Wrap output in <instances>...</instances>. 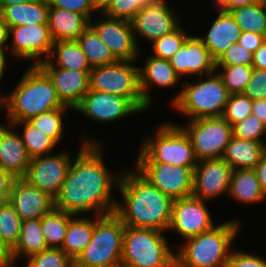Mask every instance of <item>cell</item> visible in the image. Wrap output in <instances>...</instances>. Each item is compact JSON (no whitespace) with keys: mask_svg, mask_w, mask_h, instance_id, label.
<instances>
[{"mask_svg":"<svg viewBox=\"0 0 266 267\" xmlns=\"http://www.w3.org/2000/svg\"><path fill=\"white\" fill-rule=\"evenodd\" d=\"M82 142L54 198V208L74 216L88 212L96 216L113 213L117 202L112 200V188L118 187L121 175H114L106 168L103 145L98 140L83 137Z\"/></svg>","mask_w":266,"mask_h":267,"instance_id":"1","label":"cell"},{"mask_svg":"<svg viewBox=\"0 0 266 267\" xmlns=\"http://www.w3.org/2000/svg\"><path fill=\"white\" fill-rule=\"evenodd\" d=\"M118 190L124 200L114 213L124 226L167 232L172 217L173 199L151 185L136 170L123 171Z\"/></svg>","mask_w":266,"mask_h":267,"instance_id":"2","label":"cell"},{"mask_svg":"<svg viewBox=\"0 0 266 267\" xmlns=\"http://www.w3.org/2000/svg\"><path fill=\"white\" fill-rule=\"evenodd\" d=\"M2 105L8 108L7 123L29 121L41 113L67 107L58 98L48 75L32 63L9 96L3 97Z\"/></svg>","mask_w":266,"mask_h":267,"instance_id":"3","label":"cell"},{"mask_svg":"<svg viewBox=\"0 0 266 267\" xmlns=\"http://www.w3.org/2000/svg\"><path fill=\"white\" fill-rule=\"evenodd\" d=\"M240 222L227 221L186 239L177 250L176 267H226Z\"/></svg>","mask_w":266,"mask_h":267,"instance_id":"4","label":"cell"},{"mask_svg":"<svg viewBox=\"0 0 266 267\" xmlns=\"http://www.w3.org/2000/svg\"><path fill=\"white\" fill-rule=\"evenodd\" d=\"M200 76L198 82L186 81L181 91L170 102L179 113L189 120L221 117L230 93L217 71Z\"/></svg>","mask_w":266,"mask_h":267,"instance_id":"5","label":"cell"},{"mask_svg":"<svg viewBox=\"0 0 266 267\" xmlns=\"http://www.w3.org/2000/svg\"><path fill=\"white\" fill-rule=\"evenodd\" d=\"M142 144L135 163H165L193 170L198 163L188 134L176 123L161 124Z\"/></svg>","mask_w":266,"mask_h":267,"instance_id":"6","label":"cell"},{"mask_svg":"<svg viewBox=\"0 0 266 267\" xmlns=\"http://www.w3.org/2000/svg\"><path fill=\"white\" fill-rule=\"evenodd\" d=\"M125 226L113 212L96 216L91 241L74 267H117L121 263Z\"/></svg>","mask_w":266,"mask_h":267,"instance_id":"7","label":"cell"},{"mask_svg":"<svg viewBox=\"0 0 266 267\" xmlns=\"http://www.w3.org/2000/svg\"><path fill=\"white\" fill-rule=\"evenodd\" d=\"M162 232L125 226L121 262L135 267H176L175 252Z\"/></svg>","mask_w":266,"mask_h":267,"instance_id":"8","label":"cell"},{"mask_svg":"<svg viewBox=\"0 0 266 267\" xmlns=\"http://www.w3.org/2000/svg\"><path fill=\"white\" fill-rule=\"evenodd\" d=\"M134 61H116L92 67L89 89L129 98L142 112L149 108L143 100L139 86V67Z\"/></svg>","mask_w":266,"mask_h":267,"instance_id":"9","label":"cell"},{"mask_svg":"<svg viewBox=\"0 0 266 267\" xmlns=\"http://www.w3.org/2000/svg\"><path fill=\"white\" fill-rule=\"evenodd\" d=\"M188 125H180L188 134L195 157L203 159L222 158L233 136L232 125L221 117L192 119Z\"/></svg>","mask_w":266,"mask_h":267,"instance_id":"10","label":"cell"},{"mask_svg":"<svg viewBox=\"0 0 266 267\" xmlns=\"http://www.w3.org/2000/svg\"><path fill=\"white\" fill-rule=\"evenodd\" d=\"M133 166L151 185L173 200L192 194L194 170L190 167L165 163H136Z\"/></svg>","mask_w":266,"mask_h":267,"instance_id":"11","label":"cell"},{"mask_svg":"<svg viewBox=\"0 0 266 267\" xmlns=\"http://www.w3.org/2000/svg\"><path fill=\"white\" fill-rule=\"evenodd\" d=\"M71 164L72 157L66 151L33 157L23 179L55 198L62 188Z\"/></svg>","mask_w":266,"mask_h":267,"instance_id":"12","label":"cell"},{"mask_svg":"<svg viewBox=\"0 0 266 267\" xmlns=\"http://www.w3.org/2000/svg\"><path fill=\"white\" fill-rule=\"evenodd\" d=\"M100 13V20L97 22L90 20L89 26L109 48L114 58L117 61L137 60L140 53L134 38L131 22Z\"/></svg>","mask_w":266,"mask_h":267,"instance_id":"13","label":"cell"},{"mask_svg":"<svg viewBox=\"0 0 266 267\" xmlns=\"http://www.w3.org/2000/svg\"><path fill=\"white\" fill-rule=\"evenodd\" d=\"M8 37L12 40L10 49L14 57L21 58V60H33V65L47 60L54 43L48 24L10 27Z\"/></svg>","mask_w":266,"mask_h":267,"instance_id":"14","label":"cell"},{"mask_svg":"<svg viewBox=\"0 0 266 267\" xmlns=\"http://www.w3.org/2000/svg\"><path fill=\"white\" fill-rule=\"evenodd\" d=\"M74 111L104 124L142 112L129 98L90 89Z\"/></svg>","mask_w":266,"mask_h":267,"instance_id":"15","label":"cell"},{"mask_svg":"<svg viewBox=\"0 0 266 267\" xmlns=\"http://www.w3.org/2000/svg\"><path fill=\"white\" fill-rule=\"evenodd\" d=\"M205 203L193 196L174 200L168 231H175L187 239L214 227L216 224Z\"/></svg>","mask_w":266,"mask_h":267,"instance_id":"16","label":"cell"},{"mask_svg":"<svg viewBox=\"0 0 266 267\" xmlns=\"http://www.w3.org/2000/svg\"><path fill=\"white\" fill-rule=\"evenodd\" d=\"M232 170L222 158L198 161L194 168L191 196L207 202L228 193Z\"/></svg>","mask_w":266,"mask_h":267,"instance_id":"17","label":"cell"},{"mask_svg":"<svg viewBox=\"0 0 266 267\" xmlns=\"http://www.w3.org/2000/svg\"><path fill=\"white\" fill-rule=\"evenodd\" d=\"M166 1L162 0L158 4L141 8L130 21L137 46H139L136 38L138 35L152 43L181 25L177 13L167 5Z\"/></svg>","mask_w":266,"mask_h":267,"instance_id":"18","label":"cell"},{"mask_svg":"<svg viewBox=\"0 0 266 267\" xmlns=\"http://www.w3.org/2000/svg\"><path fill=\"white\" fill-rule=\"evenodd\" d=\"M38 66L50 78L62 104L74 111L89 91L90 71L55 67L48 60L39 63Z\"/></svg>","mask_w":266,"mask_h":267,"instance_id":"19","label":"cell"},{"mask_svg":"<svg viewBox=\"0 0 266 267\" xmlns=\"http://www.w3.org/2000/svg\"><path fill=\"white\" fill-rule=\"evenodd\" d=\"M169 61L180 77L191 74L207 76L216 71V61L196 35H190Z\"/></svg>","mask_w":266,"mask_h":267,"instance_id":"20","label":"cell"},{"mask_svg":"<svg viewBox=\"0 0 266 267\" xmlns=\"http://www.w3.org/2000/svg\"><path fill=\"white\" fill-rule=\"evenodd\" d=\"M9 202L14 206L22 221L41 218L54 208V198L47 192L16 178Z\"/></svg>","mask_w":266,"mask_h":267,"instance_id":"21","label":"cell"},{"mask_svg":"<svg viewBox=\"0 0 266 267\" xmlns=\"http://www.w3.org/2000/svg\"><path fill=\"white\" fill-rule=\"evenodd\" d=\"M20 132L9 124H0V166L15 178H23L30 164Z\"/></svg>","mask_w":266,"mask_h":267,"instance_id":"22","label":"cell"},{"mask_svg":"<svg viewBox=\"0 0 266 267\" xmlns=\"http://www.w3.org/2000/svg\"><path fill=\"white\" fill-rule=\"evenodd\" d=\"M218 11V16L214 22H212L206 36H198L202 43L208 48L215 61H217L232 44L238 43L242 33L241 28L230 12L221 9H218Z\"/></svg>","mask_w":266,"mask_h":267,"instance_id":"23","label":"cell"},{"mask_svg":"<svg viewBox=\"0 0 266 267\" xmlns=\"http://www.w3.org/2000/svg\"><path fill=\"white\" fill-rule=\"evenodd\" d=\"M144 68L139 67V86L144 103L150 107L152 96L148 92L149 87H175L180 76L167 59H161L152 55L145 60Z\"/></svg>","mask_w":266,"mask_h":267,"instance_id":"24","label":"cell"},{"mask_svg":"<svg viewBox=\"0 0 266 267\" xmlns=\"http://www.w3.org/2000/svg\"><path fill=\"white\" fill-rule=\"evenodd\" d=\"M90 20L82 14L64 8L49 7V32L54 42L78 40L89 27Z\"/></svg>","mask_w":266,"mask_h":267,"instance_id":"25","label":"cell"},{"mask_svg":"<svg viewBox=\"0 0 266 267\" xmlns=\"http://www.w3.org/2000/svg\"><path fill=\"white\" fill-rule=\"evenodd\" d=\"M0 15L8 27L25 24H48L49 4L47 0H34L4 6Z\"/></svg>","mask_w":266,"mask_h":267,"instance_id":"26","label":"cell"},{"mask_svg":"<svg viewBox=\"0 0 266 267\" xmlns=\"http://www.w3.org/2000/svg\"><path fill=\"white\" fill-rule=\"evenodd\" d=\"M266 148L262 142L231 137L222 159L235 169H253L261 160Z\"/></svg>","mask_w":266,"mask_h":267,"instance_id":"27","label":"cell"},{"mask_svg":"<svg viewBox=\"0 0 266 267\" xmlns=\"http://www.w3.org/2000/svg\"><path fill=\"white\" fill-rule=\"evenodd\" d=\"M228 195L240 203L252 205L266 199V193L253 169L232 170Z\"/></svg>","mask_w":266,"mask_h":267,"instance_id":"28","label":"cell"},{"mask_svg":"<svg viewBox=\"0 0 266 267\" xmlns=\"http://www.w3.org/2000/svg\"><path fill=\"white\" fill-rule=\"evenodd\" d=\"M47 248L41 218L22 221L18 243L12 249L13 264H16V260L18 261V258L23 255L28 259Z\"/></svg>","mask_w":266,"mask_h":267,"instance_id":"29","label":"cell"},{"mask_svg":"<svg viewBox=\"0 0 266 267\" xmlns=\"http://www.w3.org/2000/svg\"><path fill=\"white\" fill-rule=\"evenodd\" d=\"M56 53V55H55ZM55 59H52V57ZM47 60L55 67L91 71L92 67L88 63L87 57L82 51L77 40L56 41L53 43L51 53ZM54 60V61H53Z\"/></svg>","mask_w":266,"mask_h":267,"instance_id":"30","label":"cell"},{"mask_svg":"<svg viewBox=\"0 0 266 267\" xmlns=\"http://www.w3.org/2000/svg\"><path fill=\"white\" fill-rule=\"evenodd\" d=\"M94 230V220L86 217L73 216L68 223L62 248L75 261L86 245L91 241Z\"/></svg>","mask_w":266,"mask_h":267,"instance_id":"31","label":"cell"},{"mask_svg":"<svg viewBox=\"0 0 266 267\" xmlns=\"http://www.w3.org/2000/svg\"><path fill=\"white\" fill-rule=\"evenodd\" d=\"M241 31L254 32L266 37V7L263 0L229 11Z\"/></svg>","mask_w":266,"mask_h":267,"instance_id":"32","label":"cell"},{"mask_svg":"<svg viewBox=\"0 0 266 267\" xmlns=\"http://www.w3.org/2000/svg\"><path fill=\"white\" fill-rule=\"evenodd\" d=\"M73 216L53 208L41 217L42 232L48 248H62L69 220Z\"/></svg>","mask_w":266,"mask_h":267,"instance_id":"33","label":"cell"},{"mask_svg":"<svg viewBox=\"0 0 266 267\" xmlns=\"http://www.w3.org/2000/svg\"><path fill=\"white\" fill-rule=\"evenodd\" d=\"M14 128L23 124V134L20 137L25 145L26 152L30 158L51 154L57 143L29 121L9 123Z\"/></svg>","mask_w":266,"mask_h":267,"instance_id":"34","label":"cell"},{"mask_svg":"<svg viewBox=\"0 0 266 267\" xmlns=\"http://www.w3.org/2000/svg\"><path fill=\"white\" fill-rule=\"evenodd\" d=\"M77 41L91 67L112 64L117 61L90 26L80 35Z\"/></svg>","mask_w":266,"mask_h":267,"instance_id":"35","label":"cell"},{"mask_svg":"<svg viewBox=\"0 0 266 267\" xmlns=\"http://www.w3.org/2000/svg\"><path fill=\"white\" fill-rule=\"evenodd\" d=\"M160 1L162 0H107L100 7V12L112 18L131 21L141 8Z\"/></svg>","mask_w":266,"mask_h":267,"instance_id":"36","label":"cell"},{"mask_svg":"<svg viewBox=\"0 0 266 267\" xmlns=\"http://www.w3.org/2000/svg\"><path fill=\"white\" fill-rule=\"evenodd\" d=\"M253 69L252 65H216V71L230 94L243 93Z\"/></svg>","mask_w":266,"mask_h":267,"instance_id":"37","label":"cell"},{"mask_svg":"<svg viewBox=\"0 0 266 267\" xmlns=\"http://www.w3.org/2000/svg\"><path fill=\"white\" fill-rule=\"evenodd\" d=\"M22 219L9 202L0 203V236L13 249L18 243Z\"/></svg>","mask_w":266,"mask_h":267,"instance_id":"38","label":"cell"},{"mask_svg":"<svg viewBox=\"0 0 266 267\" xmlns=\"http://www.w3.org/2000/svg\"><path fill=\"white\" fill-rule=\"evenodd\" d=\"M66 109L70 110L71 108H56L33 117L29 122L44 134L50 136L58 144L63 137V131L65 129L63 125V114Z\"/></svg>","mask_w":266,"mask_h":267,"instance_id":"39","label":"cell"},{"mask_svg":"<svg viewBox=\"0 0 266 267\" xmlns=\"http://www.w3.org/2000/svg\"><path fill=\"white\" fill-rule=\"evenodd\" d=\"M190 35L186 34L181 25L171 32L152 42V56L169 60Z\"/></svg>","mask_w":266,"mask_h":267,"instance_id":"40","label":"cell"},{"mask_svg":"<svg viewBox=\"0 0 266 267\" xmlns=\"http://www.w3.org/2000/svg\"><path fill=\"white\" fill-rule=\"evenodd\" d=\"M25 267H74V261L61 248H47L30 256Z\"/></svg>","mask_w":266,"mask_h":267,"instance_id":"41","label":"cell"},{"mask_svg":"<svg viewBox=\"0 0 266 267\" xmlns=\"http://www.w3.org/2000/svg\"><path fill=\"white\" fill-rule=\"evenodd\" d=\"M253 101L243 93L231 94L222 117L232 126L251 115Z\"/></svg>","mask_w":266,"mask_h":267,"instance_id":"42","label":"cell"},{"mask_svg":"<svg viewBox=\"0 0 266 267\" xmlns=\"http://www.w3.org/2000/svg\"><path fill=\"white\" fill-rule=\"evenodd\" d=\"M233 136L238 139L264 142L265 124L256 116L250 115L232 126Z\"/></svg>","mask_w":266,"mask_h":267,"instance_id":"43","label":"cell"},{"mask_svg":"<svg viewBox=\"0 0 266 267\" xmlns=\"http://www.w3.org/2000/svg\"><path fill=\"white\" fill-rule=\"evenodd\" d=\"M49 7H58L85 15L89 20L92 19L94 11L100 12V6L96 0H47Z\"/></svg>","mask_w":266,"mask_h":267,"instance_id":"44","label":"cell"},{"mask_svg":"<svg viewBox=\"0 0 266 267\" xmlns=\"http://www.w3.org/2000/svg\"><path fill=\"white\" fill-rule=\"evenodd\" d=\"M253 53L239 43L232 44L216 61V65H252Z\"/></svg>","mask_w":266,"mask_h":267,"instance_id":"45","label":"cell"},{"mask_svg":"<svg viewBox=\"0 0 266 267\" xmlns=\"http://www.w3.org/2000/svg\"><path fill=\"white\" fill-rule=\"evenodd\" d=\"M243 94L252 101L266 99V70L253 69Z\"/></svg>","mask_w":266,"mask_h":267,"instance_id":"46","label":"cell"},{"mask_svg":"<svg viewBox=\"0 0 266 267\" xmlns=\"http://www.w3.org/2000/svg\"><path fill=\"white\" fill-rule=\"evenodd\" d=\"M226 267H266V259L244 251H231Z\"/></svg>","mask_w":266,"mask_h":267,"instance_id":"47","label":"cell"},{"mask_svg":"<svg viewBox=\"0 0 266 267\" xmlns=\"http://www.w3.org/2000/svg\"><path fill=\"white\" fill-rule=\"evenodd\" d=\"M265 40L266 37L264 35L243 31L239 37L238 43L248 51L254 53Z\"/></svg>","mask_w":266,"mask_h":267,"instance_id":"48","label":"cell"},{"mask_svg":"<svg viewBox=\"0 0 266 267\" xmlns=\"http://www.w3.org/2000/svg\"><path fill=\"white\" fill-rule=\"evenodd\" d=\"M16 178L0 166V203L9 201Z\"/></svg>","mask_w":266,"mask_h":267,"instance_id":"49","label":"cell"},{"mask_svg":"<svg viewBox=\"0 0 266 267\" xmlns=\"http://www.w3.org/2000/svg\"><path fill=\"white\" fill-rule=\"evenodd\" d=\"M257 0H217L215 2L217 9L231 11L237 7L251 5Z\"/></svg>","mask_w":266,"mask_h":267,"instance_id":"50","label":"cell"},{"mask_svg":"<svg viewBox=\"0 0 266 267\" xmlns=\"http://www.w3.org/2000/svg\"><path fill=\"white\" fill-rule=\"evenodd\" d=\"M252 67L254 69L266 70V40L253 53Z\"/></svg>","mask_w":266,"mask_h":267,"instance_id":"51","label":"cell"},{"mask_svg":"<svg viewBox=\"0 0 266 267\" xmlns=\"http://www.w3.org/2000/svg\"><path fill=\"white\" fill-rule=\"evenodd\" d=\"M253 170L256 173L257 179L259 180L262 189L266 193V151L262 155L261 160L253 168Z\"/></svg>","mask_w":266,"mask_h":267,"instance_id":"52","label":"cell"},{"mask_svg":"<svg viewBox=\"0 0 266 267\" xmlns=\"http://www.w3.org/2000/svg\"><path fill=\"white\" fill-rule=\"evenodd\" d=\"M13 264L12 249L6 244L0 236V266Z\"/></svg>","mask_w":266,"mask_h":267,"instance_id":"53","label":"cell"},{"mask_svg":"<svg viewBox=\"0 0 266 267\" xmlns=\"http://www.w3.org/2000/svg\"><path fill=\"white\" fill-rule=\"evenodd\" d=\"M251 115L256 116L262 123L266 124V99L253 101Z\"/></svg>","mask_w":266,"mask_h":267,"instance_id":"54","label":"cell"},{"mask_svg":"<svg viewBox=\"0 0 266 267\" xmlns=\"http://www.w3.org/2000/svg\"><path fill=\"white\" fill-rule=\"evenodd\" d=\"M9 27L8 25L3 21L1 15H0V49L8 48L7 42L9 41ZM6 44V46H5Z\"/></svg>","mask_w":266,"mask_h":267,"instance_id":"55","label":"cell"},{"mask_svg":"<svg viewBox=\"0 0 266 267\" xmlns=\"http://www.w3.org/2000/svg\"><path fill=\"white\" fill-rule=\"evenodd\" d=\"M7 53L5 52V49H0V81L3 79V75L5 74L4 70L6 68V61H7ZM1 88V87H0ZM0 96L3 98L4 95H2L0 91Z\"/></svg>","mask_w":266,"mask_h":267,"instance_id":"56","label":"cell"},{"mask_svg":"<svg viewBox=\"0 0 266 267\" xmlns=\"http://www.w3.org/2000/svg\"><path fill=\"white\" fill-rule=\"evenodd\" d=\"M34 0H0V10L4 6L12 5V4H17V3H29Z\"/></svg>","mask_w":266,"mask_h":267,"instance_id":"57","label":"cell"},{"mask_svg":"<svg viewBox=\"0 0 266 267\" xmlns=\"http://www.w3.org/2000/svg\"><path fill=\"white\" fill-rule=\"evenodd\" d=\"M117 267H135V266H132V265H129V264H124V263H120Z\"/></svg>","mask_w":266,"mask_h":267,"instance_id":"58","label":"cell"},{"mask_svg":"<svg viewBox=\"0 0 266 267\" xmlns=\"http://www.w3.org/2000/svg\"><path fill=\"white\" fill-rule=\"evenodd\" d=\"M107 0H96L97 4L101 7Z\"/></svg>","mask_w":266,"mask_h":267,"instance_id":"59","label":"cell"},{"mask_svg":"<svg viewBox=\"0 0 266 267\" xmlns=\"http://www.w3.org/2000/svg\"><path fill=\"white\" fill-rule=\"evenodd\" d=\"M2 97L0 96V109H1V107L3 108V105H2Z\"/></svg>","mask_w":266,"mask_h":267,"instance_id":"60","label":"cell"},{"mask_svg":"<svg viewBox=\"0 0 266 267\" xmlns=\"http://www.w3.org/2000/svg\"><path fill=\"white\" fill-rule=\"evenodd\" d=\"M264 135H266V124H265V133H264ZM263 144H264V146L266 148V142L265 141L263 142Z\"/></svg>","mask_w":266,"mask_h":267,"instance_id":"61","label":"cell"},{"mask_svg":"<svg viewBox=\"0 0 266 267\" xmlns=\"http://www.w3.org/2000/svg\"><path fill=\"white\" fill-rule=\"evenodd\" d=\"M13 265H14V264H12V265H8V266H0V267H14Z\"/></svg>","mask_w":266,"mask_h":267,"instance_id":"62","label":"cell"}]
</instances>
